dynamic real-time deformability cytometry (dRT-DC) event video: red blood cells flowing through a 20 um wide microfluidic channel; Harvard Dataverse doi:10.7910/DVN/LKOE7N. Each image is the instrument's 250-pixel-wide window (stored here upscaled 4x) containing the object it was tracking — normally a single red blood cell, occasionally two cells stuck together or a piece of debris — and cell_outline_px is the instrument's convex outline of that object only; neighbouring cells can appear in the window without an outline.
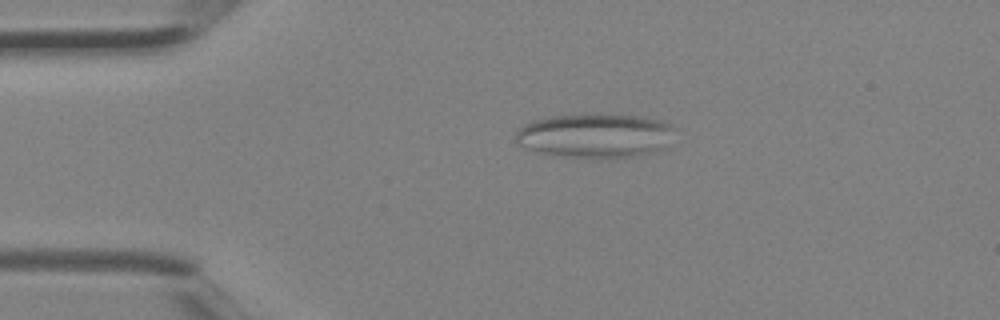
{"species": "Egyptian fruit bat (a non-hibernating species)", "species_latin": "Rousettus aegyptiacus", "temperature_condition": "room temperature", "stored_images_in_passage": 5, "camera_frame_rate_fps": 3000, "um_per_image_px": 0.085, "animal": {"sex": "female"}, "frame": {"image": 1, "passage_image": 3, "time_ms": 0.667, "image_size_px": [1000, 320], "cell_outline_px": [[672, 128], [664, 152], [636, 156], [596, 160], [540, 152], [524, 148], [516, 140], [516, 132], [524, 124], [532, 120], [548, 116], [636, 116], [664, 120], [672, 124]], "centroid_in_image_um": [50.62, 11.58], "position_along_channel_um": 34.4, "area_um2": 40.92}}